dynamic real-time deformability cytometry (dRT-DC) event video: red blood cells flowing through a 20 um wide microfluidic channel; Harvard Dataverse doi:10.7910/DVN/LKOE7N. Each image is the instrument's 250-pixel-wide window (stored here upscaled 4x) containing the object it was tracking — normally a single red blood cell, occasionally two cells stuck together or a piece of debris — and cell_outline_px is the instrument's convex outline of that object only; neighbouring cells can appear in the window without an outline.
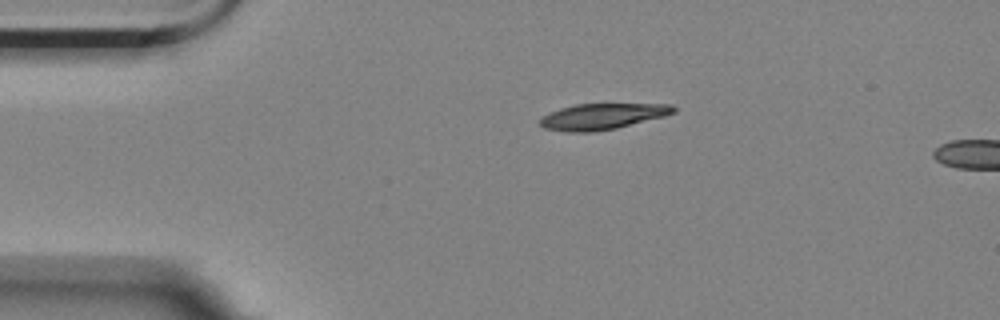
{"species": "Egyptian fruit bat (a non-hibernating species)", "species_latin": "Rousettus aegyptiacus", "temperature_condition": "room temperature", "stored_images_in_passage": 4, "camera_frame_rate_fps": 3000, "um_per_image_px": 0.085, "animal": {"sex": "female"}, "frame": {"image": 1, "passage_image": 1, "time_ms": 0.0, "image_size_px": [1000, 320], "cell_outline_px": [[676, 112], [664, 116], [616, 128], [592, 132], [564, 132], [544, 128], [536, 124], [540, 116], [548, 112], [560, 108], [576, 104], [672, 104], [676, 108]], "centroid_in_image_um": [51.11, 9.9], "position_along_channel_um": 33.9, "area_um2": 20.46}}